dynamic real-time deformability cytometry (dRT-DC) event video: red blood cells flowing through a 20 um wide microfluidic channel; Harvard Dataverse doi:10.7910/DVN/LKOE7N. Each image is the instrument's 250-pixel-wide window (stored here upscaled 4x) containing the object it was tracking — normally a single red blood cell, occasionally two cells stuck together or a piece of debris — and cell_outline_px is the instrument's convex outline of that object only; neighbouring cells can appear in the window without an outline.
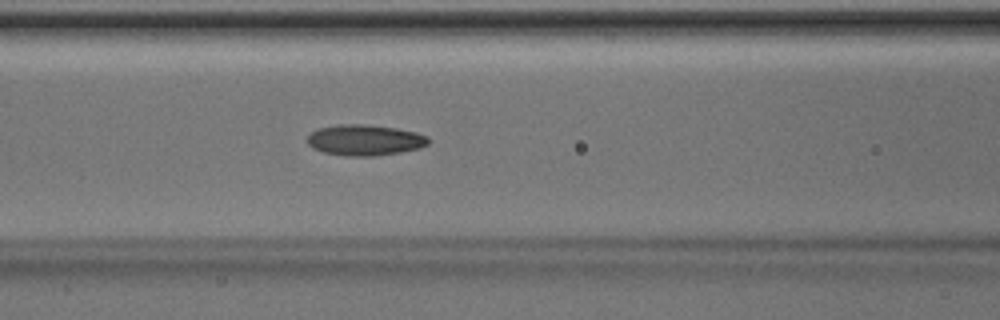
{"species": "Egyptian fruit bat (a non-hibernating species)", "species_latin": "Rousettus aegyptiacus", "temperature_condition": "room temperature", "stored_images_in_passage": 47, "camera_frame_rate_fps": 3000, "um_per_image_px": 0.085, "animal": {"sex": "male"}, "frame": {"image": 1, "passage_image": 21, "time_ms": 6.667, "image_size_px": [1000, 320], "cell_outline_px": [[428, 144], [420, 148], [400, 152], [376, 156], [348, 156], [324, 152], [312, 148], [308, 144], [308, 136], [312, 132], [320, 128], [340, 124], [364, 124], [396, 128], [416, 132], [428, 136]], "centroid_in_image_um": [31.03, 11.91], "position_along_channel_um": 135.6, "area_um2": 21.68}}
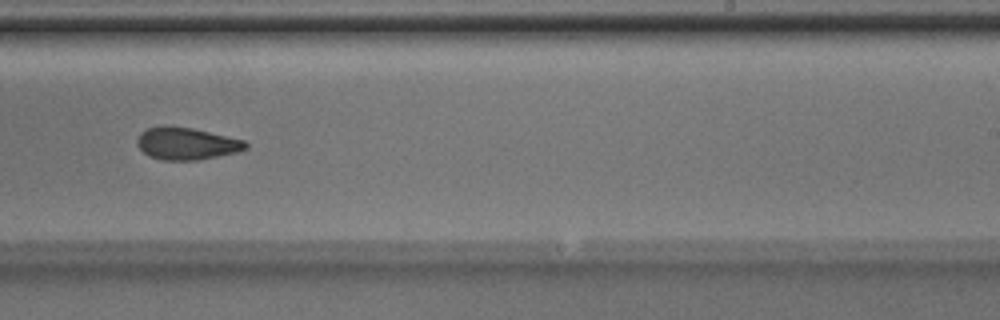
{"frame": {"image": 2, "passage_image": 31, "time_ms": 10.0, "image_size_px": [1000, 320], "cell_outline_px": [[248, 148], [236, 152], [196, 160], [164, 160], [148, 156], [136, 144], [136, 140], [140, 132], [148, 128], [164, 124], [192, 128], [244, 140], [248, 144]], "centroid_in_image_um": [15.81, 12.18], "position_along_channel_um": 273.2, "area_um2": 20.4}}
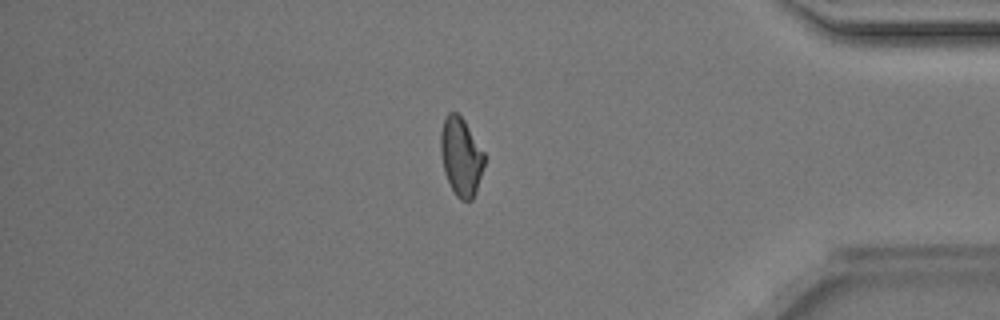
{"frame": {"image": 3, "passage_image": 42, "time_ms": 13.667, "image_size_px": [1000, 320], "cell_outline_px": [[484, 164], [476, 192], [472, 200], [460, 200], [456, 196], [444, 172], [440, 152], [440, 132], [444, 120], [448, 112], [456, 112], [464, 120], [484, 152]], "centroid_in_image_um": [39.17, 13.31], "position_along_channel_um": 396.0, "area_um2": 19.83}, "authors_computed_cell_mechanics": {"area_um2": 20.6924, "velocity_mm_per_s": 4.142, "shape_relaxation_time_tau1_ms": 3.3786, "shape_relaxation_time_tau2_ms": 2.5055, "deformation_change_tau1": 0.1161, "deformation_change_tau2": 0.0872}}